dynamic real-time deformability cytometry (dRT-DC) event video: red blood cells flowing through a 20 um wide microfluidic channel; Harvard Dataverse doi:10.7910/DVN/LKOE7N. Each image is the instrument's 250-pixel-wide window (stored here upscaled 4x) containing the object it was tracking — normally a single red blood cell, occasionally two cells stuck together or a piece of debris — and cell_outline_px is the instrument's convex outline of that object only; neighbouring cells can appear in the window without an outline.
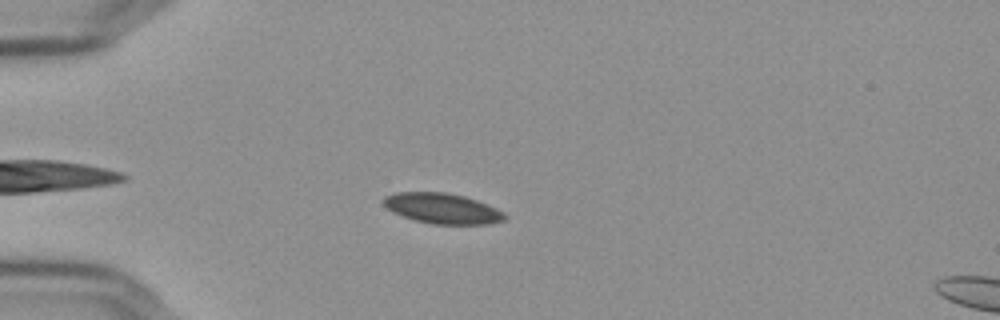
{"species": "Egyptian fruit bat (a non-hibernating species)", "species_latin": "Rousettus aegyptiacus", "temperature_condition": "cold", "stored_images_in_passage": 47, "camera_frame_rate_fps": 3000, "um_per_image_px": 0.085, "frame": {"image": 1, "passage_image": 6, "time_ms": 1.667, "image_size_px": [1000, 320], "cell_outline_px": [[508, 216], [504, 220], [488, 224], [432, 224], [416, 220], [392, 212], [384, 204], [384, 196], [392, 192], [444, 192], [464, 196], [488, 204], [504, 212]], "centroid_in_image_um": [37.61, 17.71], "position_along_channel_um": 47.4, "area_um2": 21.44}}
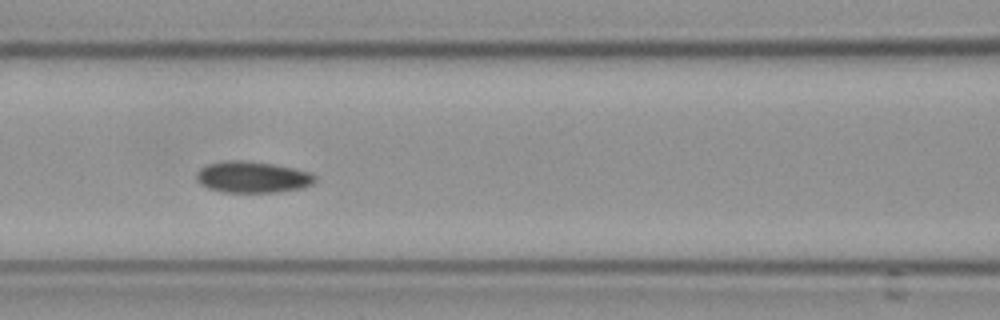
{"frame": {"image": 2, "passage_image": 16, "time_ms": 5.0, "image_size_px": [1000, 320], "cell_outline_px": [[316, 180], [312, 184], [304, 188], [276, 192], [224, 192], [208, 188], [200, 184], [196, 180], [196, 172], [200, 168], [208, 164], [228, 160], [240, 160], [276, 164], [308, 172], [316, 176]], "centroid_in_image_um": [21.45, 15.05], "position_along_channel_um": 145.2, "area_um2": 21.73}}
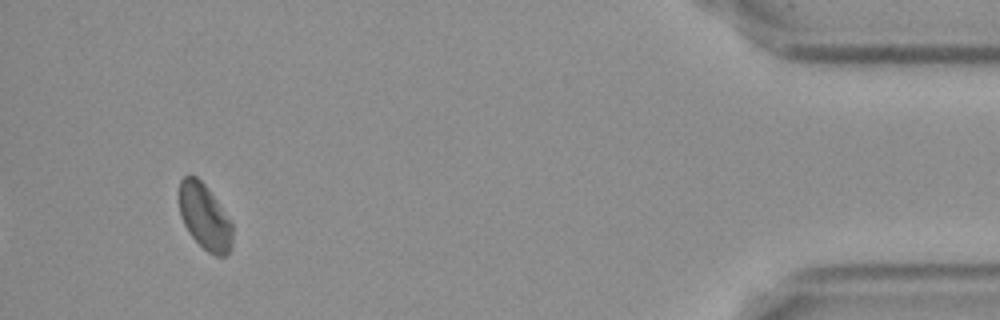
{"frame": {"image": 3, "passage_image": 44, "time_ms": 14.333, "image_size_px": [1000, 320], "cell_outline_px": [[232, 248], [224, 256], [216, 256], [208, 252], [188, 232], [180, 216], [180, 180], [184, 176], [196, 176], [204, 184], [216, 200], [232, 224]], "centroid_in_image_um": [17.4, 18.45], "position_along_channel_um": 417.8, "area_um2": 20.0}, "authors_computed_cell_mechanics": {"area_um2": 21.1548, "velocity_mm_per_s": 3.5993, "shape_relaxation_time_tau1_ms": 2.6582, "shape_relaxation_time_tau2_ms": null, "deformation_change_tau1": 0.0489, "deformation_change_tau2": null}}